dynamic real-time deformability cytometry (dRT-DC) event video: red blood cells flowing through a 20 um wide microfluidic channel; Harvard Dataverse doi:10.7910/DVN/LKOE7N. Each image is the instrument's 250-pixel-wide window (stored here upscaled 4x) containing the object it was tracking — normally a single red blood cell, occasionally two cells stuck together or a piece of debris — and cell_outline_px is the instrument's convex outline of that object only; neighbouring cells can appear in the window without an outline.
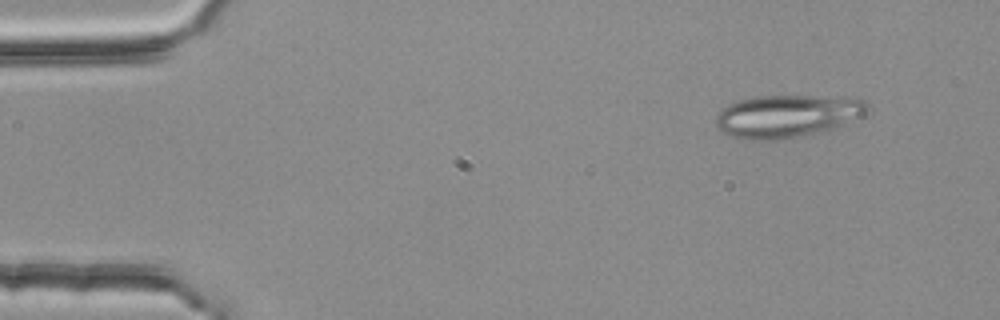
{"species": "common noctule bat (a hibernating species)", "species_latin": "Nyctalus noctula", "temperature_condition": "room temperature", "stored_images_in_passage": 5, "camera_frame_rate_fps": 3000, "um_per_image_px": 0.085, "animal": {"sex": "female", "body_mass_g": 25.1}, "frame": {"image": 1, "passage_image": 2, "time_ms": 0.333, "image_size_px": [1000, 320], "cell_outline_px": [[868, 108], [864, 116], [832, 128], [820, 132], [776, 140], [748, 140], [732, 136], [724, 132], [716, 124], [716, 116], [728, 104], [740, 100], [756, 96], [812, 96], [864, 100], [868, 104]], "centroid_in_image_um": [66.89, 9.87], "position_along_channel_um": 18.1, "area_um2": 37.05}}